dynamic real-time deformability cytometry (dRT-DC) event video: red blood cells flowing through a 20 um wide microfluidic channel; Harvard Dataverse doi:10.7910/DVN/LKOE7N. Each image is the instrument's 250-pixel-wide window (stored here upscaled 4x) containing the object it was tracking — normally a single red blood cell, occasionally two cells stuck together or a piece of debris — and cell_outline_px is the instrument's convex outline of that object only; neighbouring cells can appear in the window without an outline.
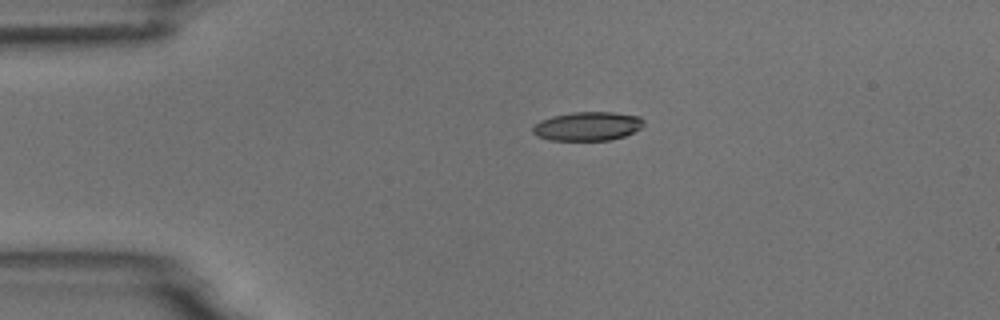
{"species": "common noctule bat (a hibernating species)", "species_latin": "Nyctalus noctula", "temperature_condition": "room temperature", "stored_images_in_passage": 33, "camera_frame_rate_fps": 3000, "um_per_image_px": 0.085, "animal": {"sex": "male", "body_mass_g": 18.8}, "frame": {"image": 1, "passage_image": 1, "time_ms": 0.0, "image_size_px": [1000, 320], "cell_outline_px": [[644, 124], [640, 128], [624, 136], [612, 140], [548, 140], [536, 136], [532, 132], [532, 128], [540, 120], [552, 116], [572, 112], [612, 112], [640, 116], [644, 120]], "centroid_in_image_um": [49.93, 10.73], "position_along_channel_um": 35.1, "area_um2": 18.73}}
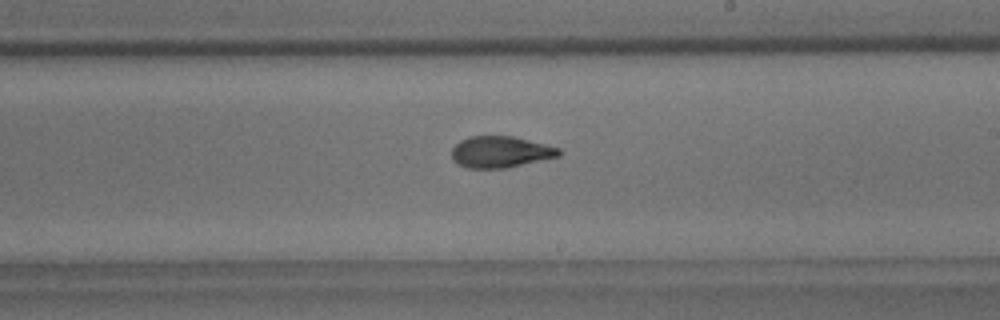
{"frame": {"image": 2, "passage_image": 21, "time_ms": 6.667, "image_size_px": [1000, 320], "cell_outline_px": [[560, 156], [504, 168], [468, 168], [452, 160], [452, 148], [460, 140], [468, 136], [512, 136], [560, 148]], "centroid_in_image_um": [42.51, 12.91], "position_along_channel_um": 246.5, "area_um2": 19.42}}
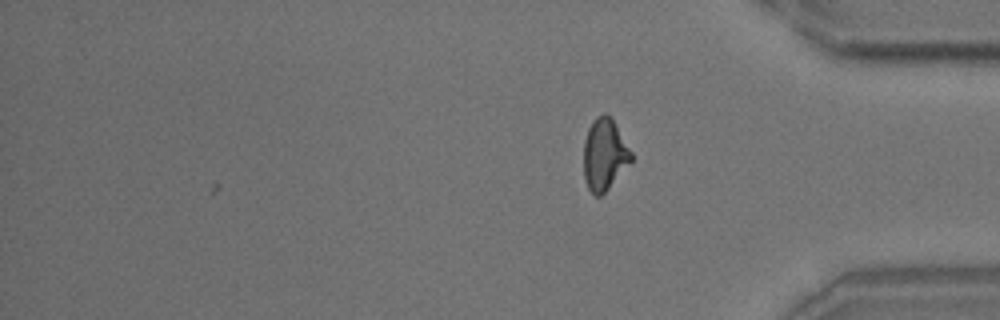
{"frame": {"image": 3, "passage_image": 33, "time_ms": 10.667, "image_size_px": [1000, 320], "cell_outline_px": [[632, 160], [608, 188], [600, 196], [596, 196], [588, 188], [584, 180], [584, 140], [588, 128], [592, 120], [596, 116], [604, 112], [612, 120], [632, 152]], "centroid_in_image_um": [51.35, 13.12], "position_along_channel_um": 383.8, "area_um2": 19.54}, "authors_computed_cell_mechanics": {"area_um2": 19.8832, "velocity_mm_per_s": 3.7277, "shape_relaxation_time_tau1_ms": 4.7902, "shape_relaxation_time_tau2_ms": 1.9863, "deformation_change_tau1": 0.1613, "deformation_change_tau2": 0.0903}}